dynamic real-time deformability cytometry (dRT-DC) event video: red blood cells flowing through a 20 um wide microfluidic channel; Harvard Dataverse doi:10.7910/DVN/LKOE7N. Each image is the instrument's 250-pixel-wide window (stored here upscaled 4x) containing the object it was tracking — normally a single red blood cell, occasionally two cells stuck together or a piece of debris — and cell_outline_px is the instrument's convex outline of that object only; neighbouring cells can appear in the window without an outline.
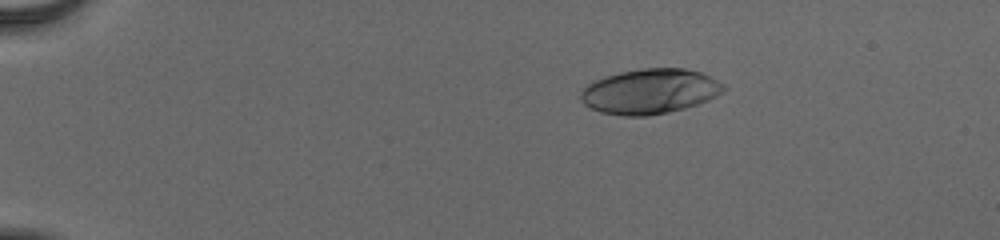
{"species": "human", "species_latin": "Homo sapiens", "temperature_condition": "cold", "stored_images_in_passage": 45, "camera_frame_rate_fps": 3000, "um_per_image_px": 0.085, "donor": {"sex": "male"}, "frame": {"image": 1, "passage_image": 1, "time_ms": 0.0, "image_size_px": [1000, 240], "cell_outline_px": [[724, 88], [716, 96], [708, 100], [684, 108], [668, 112], [648, 116], [624, 116], [600, 112], [584, 104], [580, 100], [580, 92], [588, 84], [604, 76], [620, 72], [644, 68], [684, 68], [700, 72], [712, 76], [724, 84]], "centroid_in_image_um": [55.23, 7.76], "position_along_channel_um": 29.8, "area_um2": 37.4}}
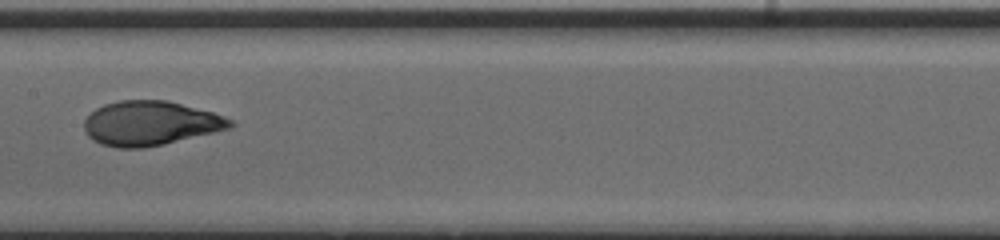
{"frame": {"image": 2, "passage_image": 21, "time_ms": 6.667, "image_size_px": [1000, 240], "cell_outline_px": [[236, 124], [232, 128], [164, 144], [144, 148], [120, 148], [100, 144], [92, 140], [84, 132], [84, 120], [96, 108], [104, 104], [120, 100], [168, 100], [212, 112], [232, 120]], "centroid_in_image_um": [12.77, 10.48], "position_along_channel_um": 194.6, "area_um2": 37.92}}
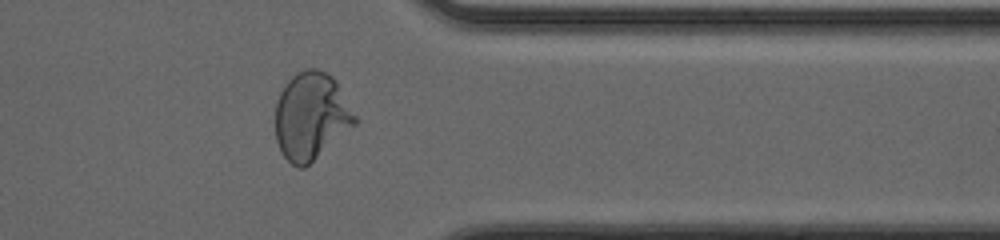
{"frame": {"image": 3, "passage_image": 36, "time_ms": 11.667, "image_size_px": [1000, 240], "cell_outline_px": [[360, 120], [356, 124], [304, 168], [296, 168], [280, 152], [276, 140], [276, 104], [280, 92], [284, 84], [296, 72], [308, 68], [316, 68], [332, 76], [336, 80]], "centroid_in_image_um": [26.46, 9.86], "position_along_channel_um": 384.9, "area_um2": 40.75}, "authors_computed_cell_mechanics": {"area_um2": 37.3388, "velocity_mm_per_s": 3.8874, "shape_relaxation_time_tau1_ms": 5.6064, "shape_relaxation_time_tau2_ms": null, "deformation_change_tau1": 0.2385, "deformation_change_tau2": null}}